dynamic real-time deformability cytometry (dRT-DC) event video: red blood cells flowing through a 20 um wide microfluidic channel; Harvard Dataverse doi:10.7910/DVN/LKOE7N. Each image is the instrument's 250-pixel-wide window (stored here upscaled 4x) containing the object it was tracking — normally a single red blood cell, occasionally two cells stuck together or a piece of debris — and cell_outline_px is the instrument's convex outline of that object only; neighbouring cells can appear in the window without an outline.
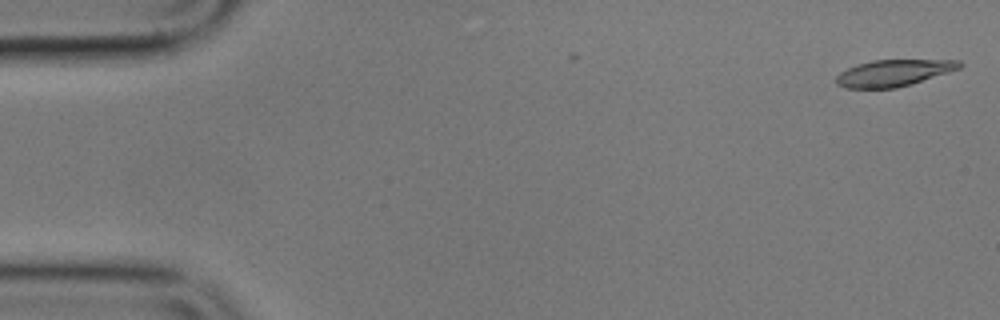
{"species": "common noctule bat (a hibernating species)", "species_latin": "Nyctalus noctula", "temperature_condition": "cold", "stored_images_in_passage": 6, "camera_frame_rate_fps": 3000, "um_per_image_px": 0.085, "animal": {"sex": "male", "body_mass_g": 17.9}, "frame": {"image": 1, "passage_image": 1, "time_ms": 0.0, "image_size_px": [1000, 320], "cell_outline_px": [[964, 64], [960, 68], [912, 84], [896, 88], [844, 88], [836, 84], [836, 76], [840, 72], [848, 68], [872, 60], [960, 60]], "centroid_in_image_um": [75.96, 6.2], "position_along_channel_um": 9.0, "area_um2": 19.02}}